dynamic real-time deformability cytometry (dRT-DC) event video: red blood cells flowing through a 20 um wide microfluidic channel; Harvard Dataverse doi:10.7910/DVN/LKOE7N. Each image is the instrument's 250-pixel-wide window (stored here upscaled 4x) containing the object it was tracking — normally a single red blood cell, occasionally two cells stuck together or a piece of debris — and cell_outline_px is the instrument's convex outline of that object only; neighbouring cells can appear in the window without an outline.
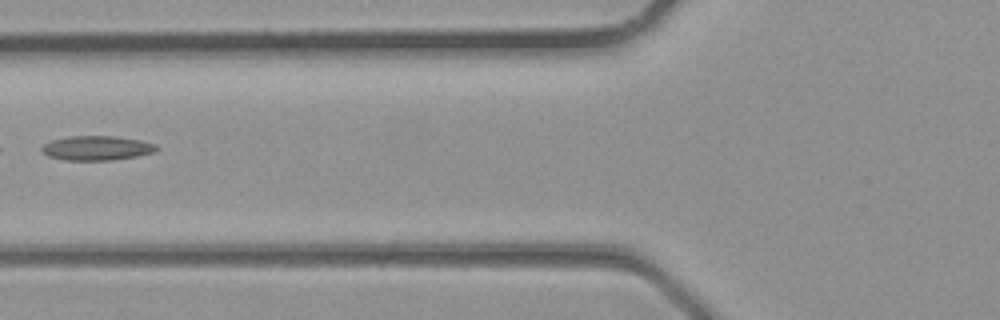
{"species": "common noctule bat (a hibernating species)", "species_latin": "Nyctalus noctula", "temperature_condition": "room temperature", "stored_images_in_passage": 22, "camera_frame_rate_fps": 3000, "um_per_image_px": 0.085, "animal": {"sex": "male", "body_mass_g": 23.1, "forearm_length_mm": 52.7}, "frame": {"image": 1, "passage_image": 4, "time_ms": 1.0, "image_size_px": [1000, 320], "cell_outline_px": [[156, 148], [152, 152], [136, 156], [112, 160], [64, 160], [48, 156], [40, 148], [44, 144], [52, 140], [68, 136], [116, 136], [140, 140], [156, 144]], "centroid_in_image_um": [8.19, 12.58], "position_along_channel_um": 117.6, "area_um2": 16.18}}
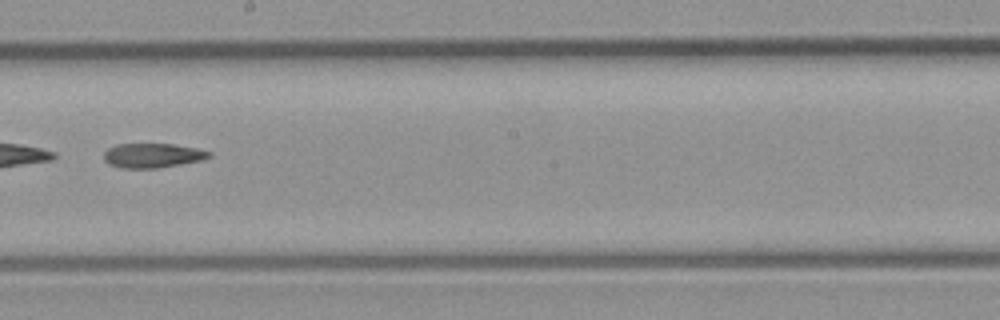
{"frame": {"image": 2, "passage_image": 10, "time_ms": 3.0, "image_size_px": [1000, 320], "cell_outline_px": [[212, 156], [200, 160], [180, 164], [156, 168], [120, 168], [108, 164], [104, 160], [104, 152], [108, 148], [116, 144], [172, 144], [196, 148], [212, 152]], "centroid_in_image_um": [12.94, 13.21], "position_along_channel_um": 235.3, "area_um2": 14.97}}